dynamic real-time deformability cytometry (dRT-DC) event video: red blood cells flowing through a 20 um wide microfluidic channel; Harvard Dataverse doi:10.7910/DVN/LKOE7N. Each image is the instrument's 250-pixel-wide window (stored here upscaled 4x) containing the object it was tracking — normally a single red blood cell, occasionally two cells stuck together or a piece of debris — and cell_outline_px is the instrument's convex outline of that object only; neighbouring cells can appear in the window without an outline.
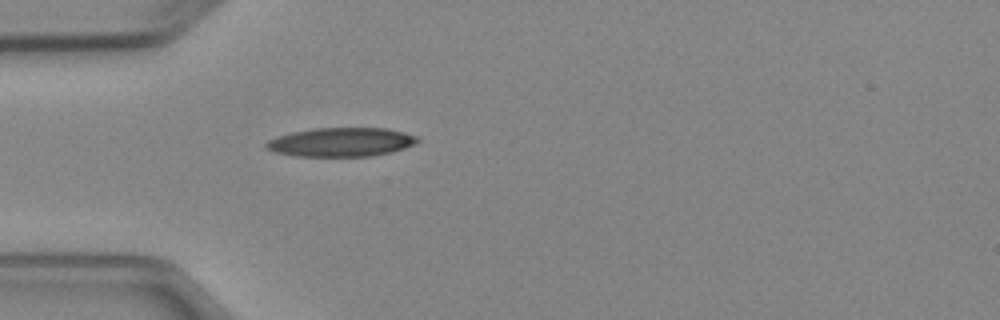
{"species": "Egyptian fruit bat (a non-hibernating species)", "species_latin": "Rousettus aegyptiacus", "temperature_condition": "cold", "stored_images_in_passage": 1, "camera_frame_rate_fps": 3000, "um_per_image_px": 0.085, "animal": {"sex": "female"}, "frame": {"image": 1, "passage_image": 1, "time_ms": 0.0, "image_size_px": [1000, 320], "cell_outline_px": [[420, 140], [404, 148], [392, 152], [372, 156], [296, 156], [276, 152], [264, 148], [264, 144], [268, 140], [276, 136], [292, 132], [312, 128], [388, 128], [404, 132], [416, 136]], "centroid_in_image_um": [28.97, 12.07], "position_along_channel_um": 56.0, "area_um2": 25.55}}